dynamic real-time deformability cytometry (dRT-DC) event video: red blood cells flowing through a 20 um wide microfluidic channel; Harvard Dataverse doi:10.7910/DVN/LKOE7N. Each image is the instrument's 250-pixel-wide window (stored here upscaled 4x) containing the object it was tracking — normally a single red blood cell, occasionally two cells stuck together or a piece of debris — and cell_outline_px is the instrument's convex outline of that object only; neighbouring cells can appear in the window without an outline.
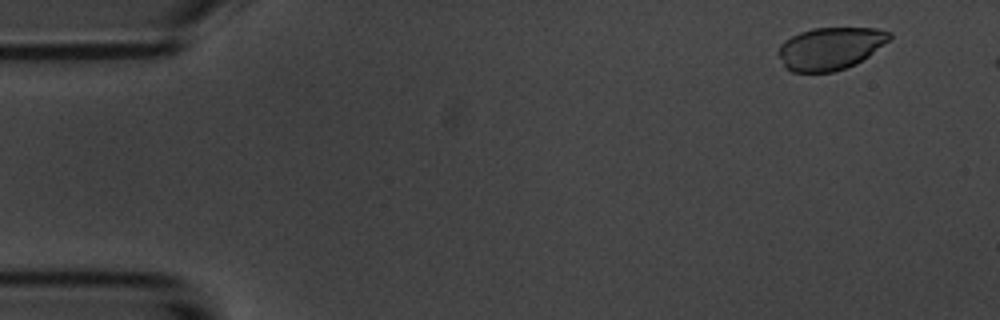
{"species": "common noctule bat (a hibernating species)", "species_latin": "Nyctalus noctula", "temperature_condition": "room temperature", "stored_images_in_passage": 6, "camera_frame_rate_fps": 3000, "um_per_image_px": 0.085, "animal": {"sex": "male", "body_mass_g": 20.1, "forearm_length_mm": 53.5}, "frame": {"image": 1, "passage_image": 2, "time_ms": 1.0, "image_size_px": [1000, 320], "cell_outline_px": [[892, 36], [888, 40], [868, 56], [856, 64], [832, 72], [792, 72], [784, 68], [776, 52], [780, 44], [784, 40], [800, 32], [812, 28], [876, 28], [892, 32]], "centroid_in_image_um": [70.52, 4.12], "position_along_channel_um": 14.5, "area_um2": 27.57}}